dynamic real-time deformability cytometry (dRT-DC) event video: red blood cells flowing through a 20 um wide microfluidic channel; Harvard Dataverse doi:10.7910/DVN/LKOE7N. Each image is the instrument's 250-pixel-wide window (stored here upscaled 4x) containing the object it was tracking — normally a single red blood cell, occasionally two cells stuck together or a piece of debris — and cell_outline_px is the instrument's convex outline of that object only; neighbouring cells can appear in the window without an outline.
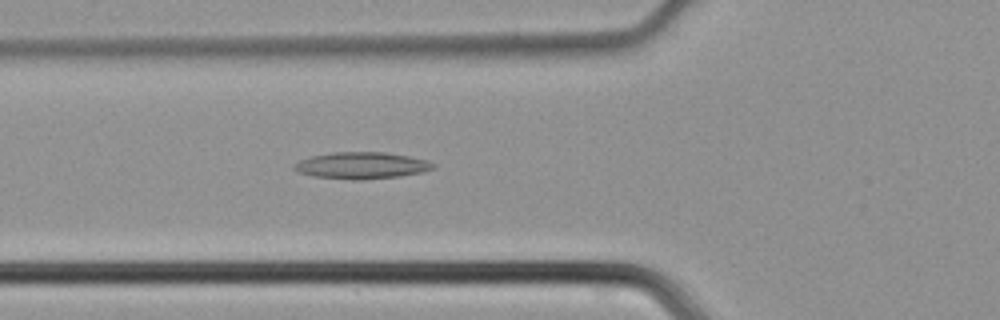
{"species": "common noctule bat (a hibernating species)", "species_latin": "Nyctalus noctula", "temperature_condition": "cold", "stored_images_in_passage": 46, "camera_frame_rate_fps": 3000, "um_per_image_px": 0.085, "animal": {"sex": "male", "body_mass_g": 21.5, "forearm_length_mm": 52.0}, "frame": {"image": 1, "passage_image": 17, "time_ms": 5.333, "image_size_px": [1000, 320], "cell_outline_px": [[436, 164], [432, 168], [420, 172], [400, 176], [360, 180], [352, 180], [312, 176], [296, 172], [292, 168], [292, 164], [300, 160], [312, 156], [332, 152], [384, 152], [408, 156], [428, 160]], "centroid_in_image_um": [30.67, 14.07], "position_along_channel_um": 95.1, "area_um2": 21.68}}
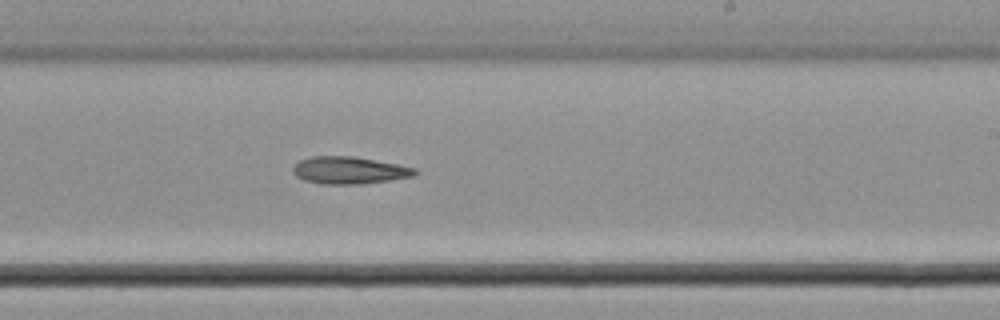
{"frame": {"image": 2, "passage_image": 28, "time_ms": 9.0, "image_size_px": [1000, 320], "cell_outline_px": [[420, 172], [412, 176], [388, 180], [360, 184], [320, 184], [304, 180], [296, 176], [292, 172], [292, 168], [300, 160], [312, 156], [352, 156], [396, 164], [416, 168]], "centroid_in_image_um": [29.66, 14.48], "position_along_channel_um": 259.3, "area_um2": 19.25}}
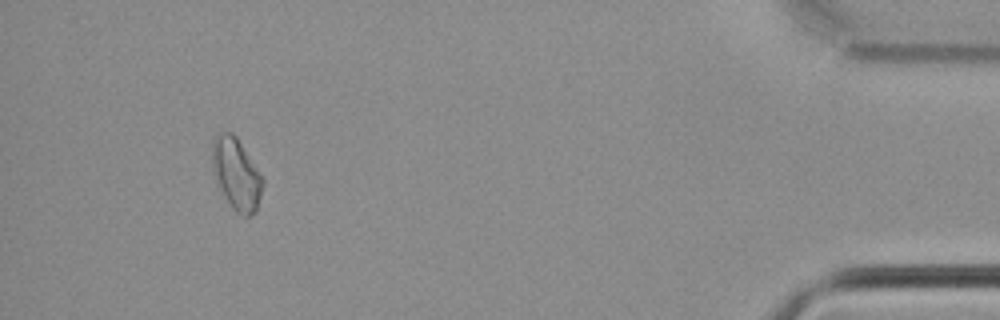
{"frame": {"image": 3, "passage_image": 43, "time_ms": 14.0, "image_size_px": [1000, 320], "cell_outline_px": [[264, 184], [256, 212], [248, 216], [240, 216], [232, 208], [224, 196], [220, 188], [216, 176], [212, 160], [212, 148], [216, 136], [220, 132], [232, 132], [236, 136], [264, 180]], "centroid_in_image_um": [20.12, 14.82], "position_along_channel_um": 415.1, "area_um2": 20.63}}